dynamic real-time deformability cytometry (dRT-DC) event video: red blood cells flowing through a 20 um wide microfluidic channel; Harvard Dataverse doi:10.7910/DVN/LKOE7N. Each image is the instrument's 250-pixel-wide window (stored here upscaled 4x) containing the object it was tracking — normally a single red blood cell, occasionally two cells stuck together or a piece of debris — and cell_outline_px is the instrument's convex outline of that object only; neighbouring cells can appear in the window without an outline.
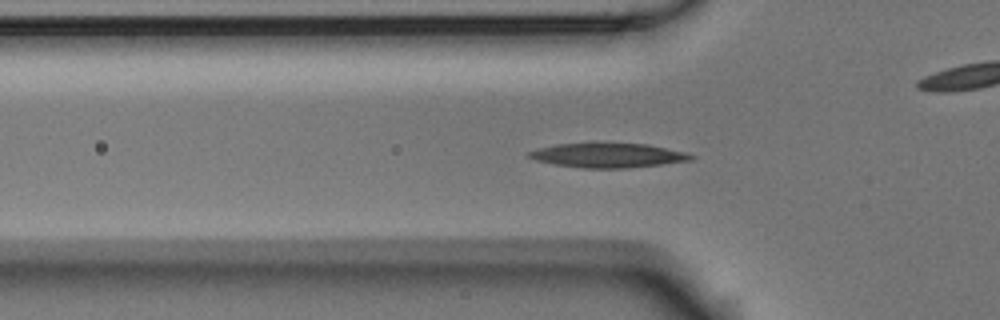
{"species": "Egyptian fruit bat (a non-hibernating species)", "species_latin": "Rousettus aegyptiacus", "temperature_condition": "room temperature", "stored_images_in_passage": 45, "camera_frame_rate_fps": 3000, "um_per_image_px": 0.085, "animal": {"sex": "male"}, "frame": {"image": 1, "passage_image": 16, "time_ms": 5.0, "image_size_px": [1000, 320], "cell_outline_px": [[696, 156], [692, 160], [628, 168], [584, 168], [556, 164], [536, 160], [528, 156], [528, 152], [540, 148], [556, 144], [592, 140], [596, 140], [648, 144], [688, 152]], "centroid_in_image_um": [51.71, 13.15], "position_along_channel_um": 74.1, "area_um2": 24.04}}
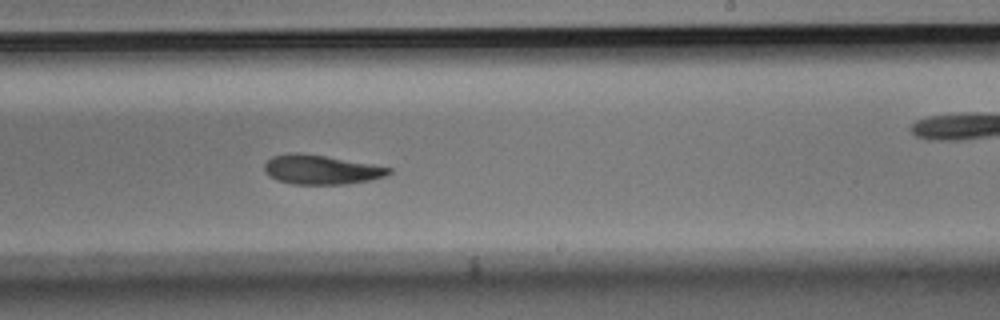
{"frame": {"image": 2, "passage_image": 31, "time_ms": 10.0, "image_size_px": [1000, 320], "cell_outline_px": [[392, 172], [384, 176], [372, 180], [348, 184], [292, 184], [276, 180], [268, 176], [264, 172], [264, 164], [272, 156], [292, 152], [300, 152], [372, 164], [392, 168]], "centroid_in_image_um": [27.26, 14.42], "position_along_channel_um": 261.7, "area_um2": 21.39}}
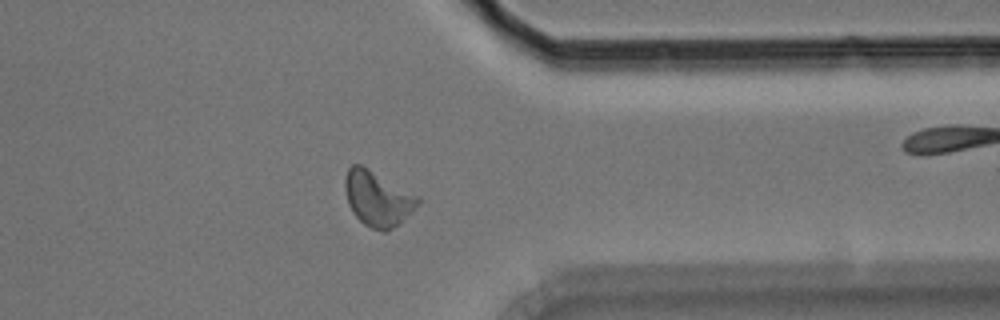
{"frame": {"image": 3, "passage_image": 41, "time_ms": 13.333, "image_size_px": [1000, 320], "cell_outline_px": [[420, 204], [404, 220], [388, 232], [384, 232], [372, 228], [364, 224], [352, 212], [348, 204], [344, 188], [344, 176], [348, 168], [352, 164], [360, 164], [368, 168], [420, 196]], "centroid_in_image_um": [32.1, 16.88], "position_along_channel_um": 379.3, "area_um2": 23.7}, "authors_computed_cell_mechanics": {"area_um2": 21.964, "velocity_mm_per_s": 3.7383, "shape_relaxation_time_tau1_ms": 5.7958, "shape_relaxation_time_tau2_ms": 7.8153, "deformation_change_tau1": 0.1743, "deformation_change_tau2": 0.1597}}